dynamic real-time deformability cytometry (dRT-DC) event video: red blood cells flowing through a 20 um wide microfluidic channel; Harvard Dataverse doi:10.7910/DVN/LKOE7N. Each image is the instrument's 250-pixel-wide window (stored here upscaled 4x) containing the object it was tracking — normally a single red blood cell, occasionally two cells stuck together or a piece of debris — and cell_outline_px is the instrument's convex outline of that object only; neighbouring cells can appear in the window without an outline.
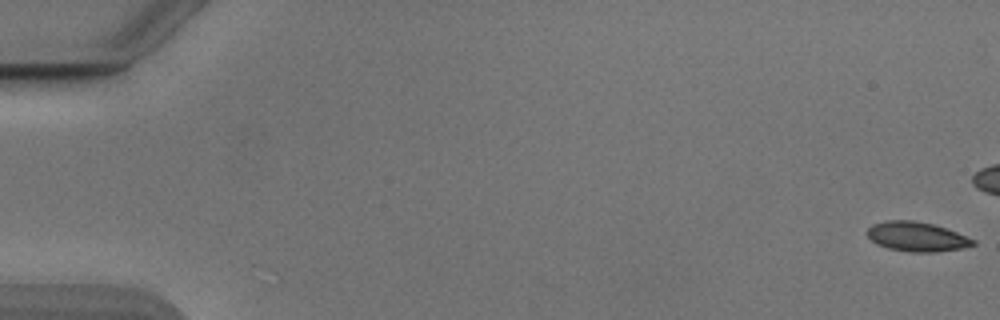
{"species": "Egyptian fruit bat (a non-hibernating species)", "species_latin": "Rousettus aegyptiacus", "temperature_condition": "cold", "stored_images_in_passage": 46, "camera_frame_rate_fps": 3000, "um_per_image_px": 0.085, "animal": {"sex": "male"}, "frame": {"image": 1, "passage_image": 1, "time_ms": 0.0, "image_size_px": [1000, 320], "cell_outline_px": [[976, 244], [964, 248], [936, 252], [908, 252], [888, 248], [876, 244], [868, 236], [868, 228], [872, 224], [888, 220], [912, 220], [932, 224], [956, 232], [976, 240]], "centroid_in_image_um": [77.93, 20.12], "position_along_channel_um": 7.1, "area_um2": 18.15}}
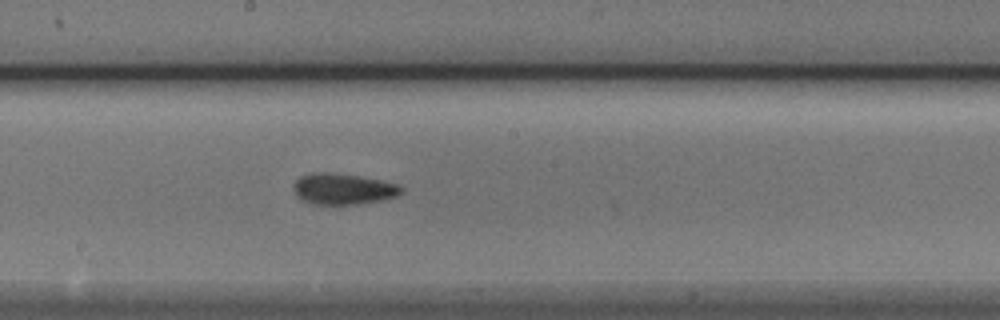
{"frame": {"image": 2, "passage_image": 30, "time_ms": 9.667, "image_size_px": [1000, 320], "cell_outline_px": [[404, 192], [396, 196], [384, 200], [336, 208], [312, 204], [300, 200], [296, 196], [292, 188], [292, 184], [300, 176], [312, 172], [332, 172], [360, 176], [400, 184], [404, 188]], "centroid_in_image_um": [29.14, 16.1], "position_along_channel_um": 219.1, "area_um2": 20.69}}
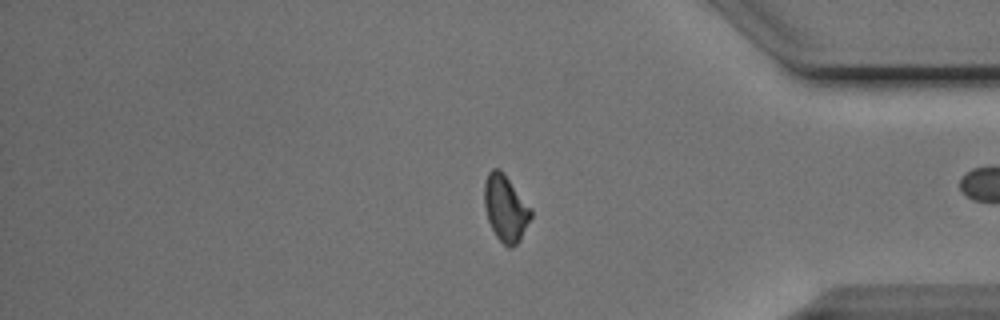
{"frame": {"image": 3, "passage_image": 45, "time_ms": 14.667, "image_size_px": [1000, 320], "cell_outline_px": [[532, 216], [520, 240], [512, 248], [508, 248], [496, 236], [488, 220], [484, 208], [484, 184], [488, 172], [492, 168], [500, 168], [504, 172], [532, 208]], "centroid_in_image_um": [42.97, 17.67], "position_along_channel_um": 392.2, "area_um2": 18.26}}